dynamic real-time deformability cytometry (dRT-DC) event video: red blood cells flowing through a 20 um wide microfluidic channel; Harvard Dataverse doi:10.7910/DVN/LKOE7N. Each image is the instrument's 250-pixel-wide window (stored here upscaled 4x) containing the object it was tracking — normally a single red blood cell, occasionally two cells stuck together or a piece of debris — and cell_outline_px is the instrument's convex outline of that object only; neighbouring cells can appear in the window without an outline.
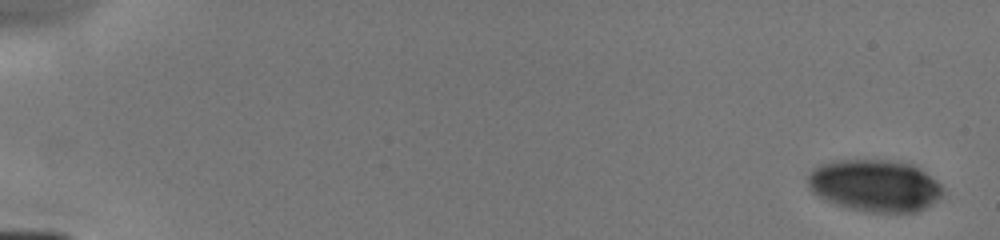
{"species": "human", "species_latin": "Homo sapiens", "temperature_condition": "cold", "stored_images_in_passage": 9, "camera_frame_rate_fps": 3000, "um_per_image_px": 0.085, "donor": {"sex": "male"}, "frame": {"image": 1, "passage_image": 1, "time_ms": 0.0, "image_size_px": [1000, 240], "cell_outline_px": [[944, 192], [932, 204], [916, 212], [868, 212], [848, 208], [824, 200], [812, 192], [808, 184], [808, 176], [820, 164], [832, 160], [884, 160], [912, 164], [936, 180], [940, 184]], "centroid_in_image_um": [74.35, 15.78], "position_along_channel_um": 10.7, "area_um2": 40.69}}
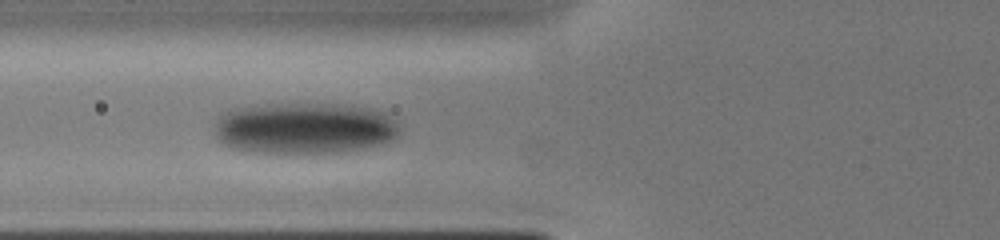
{"frame": {"image": 2, "passage_image": 8, "time_ms": 6.333, "image_size_px": [1000, 240], "cell_outline_px": [[400, 132], [396, 136], [380, 144], [364, 148], [336, 152], [260, 152], [232, 148], [216, 140], [216, 120], [220, 116], [232, 108], [252, 104], [332, 104], [372, 108], [384, 112], [396, 120], [400, 128]], "centroid_in_image_um": [25.86, 10.87], "position_along_channel_um": 99.9, "area_um2": 55.37}}
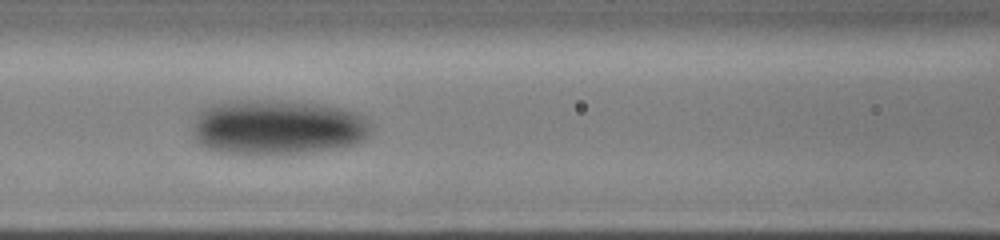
{"frame": {"image": 3, "passage_image": 9, "time_ms": 7.333, "image_size_px": [1000, 240], "cell_outline_px": [[372, 128], [368, 136], [364, 140], [356, 144], [332, 148], [304, 152], [220, 152], [200, 144], [196, 140], [196, 116], [204, 108], [212, 104], [224, 100], [276, 100], [320, 104], [340, 108], [356, 112], [364, 116], [372, 124]], "centroid_in_image_um": [23.65, 10.77], "position_along_channel_um": 143.0, "area_um2": 56.41}}